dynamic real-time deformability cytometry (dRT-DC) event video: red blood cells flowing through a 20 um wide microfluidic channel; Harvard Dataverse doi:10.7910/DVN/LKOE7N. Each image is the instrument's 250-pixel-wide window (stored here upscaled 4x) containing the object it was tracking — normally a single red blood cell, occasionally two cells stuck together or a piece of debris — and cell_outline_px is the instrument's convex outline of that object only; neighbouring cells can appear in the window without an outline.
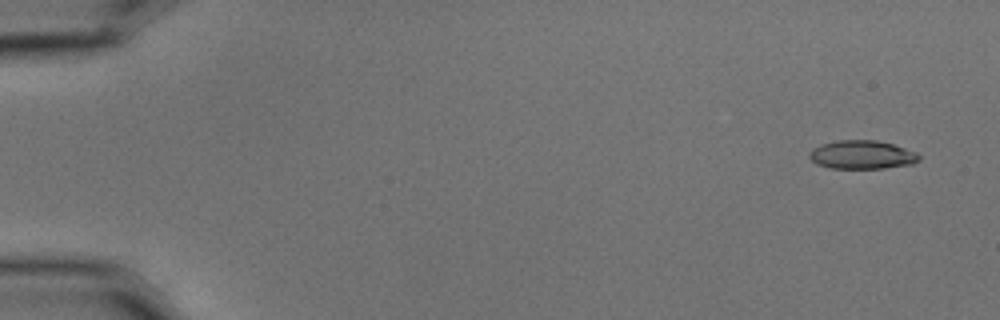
{"species": "common noctule bat (a hibernating species)", "species_latin": "Nyctalus noctula", "temperature_condition": "cold", "stored_images_in_passage": 4, "camera_frame_rate_fps": 3000, "um_per_image_px": 0.085, "animal": {"sex": "male", "body_mass_g": 15.6}, "frame": {"image": 1, "passage_image": 1, "time_ms": 0.0, "image_size_px": [1000, 320], "cell_outline_px": [[920, 160], [912, 164], [884, 168], [832, 168], [816, 164], [808, 156], [808, 152], [812, 148], [820, 144], [836, 140], [876, 140], [892, 144], [916, 152], [920, 156]], "centroid_in_image_um": [73.24, 13.15], "position_along_channel_um": 11.8, "area_um2": 18.32}}